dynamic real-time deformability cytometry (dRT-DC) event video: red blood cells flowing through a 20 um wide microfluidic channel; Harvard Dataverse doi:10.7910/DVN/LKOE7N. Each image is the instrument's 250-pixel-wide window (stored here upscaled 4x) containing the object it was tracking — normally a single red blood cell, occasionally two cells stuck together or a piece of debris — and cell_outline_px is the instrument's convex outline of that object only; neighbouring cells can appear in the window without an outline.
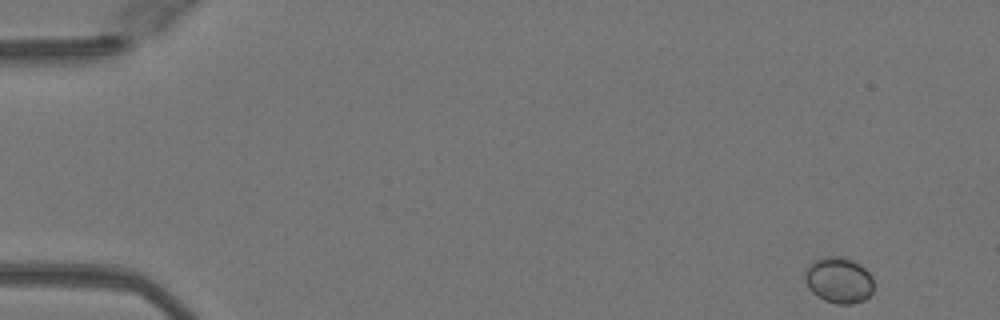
{"species": "Egyptian fruit bat (a non-hibernating species)", "species_latin": "Rousettus aegyptiacus", "temperature_condition": "warm", "stored_images_in_passage": 48, "camera_frame_rate_fps": 3000, "um_per_image_px": 0.085, "animal": {"sex": "female"}, "frame": {"image": 1, "passage_image": 1, "time_ms": 0.0, "image_size_px": [1000, 320], "cell_outline_px": [[872, 292], [864, 300], [852, 304], [836, 304], [824, 300], [816, 296], [808, 288], [804, 276], [804, 272], [808, 264], [824, 256], [840, 256], [852, 260], [860, 264], [872, 276]], "centroid_in_image_um": [71.27, 23.81], "position_along_channel_um": 13.7, "area_um2": 18.55}}
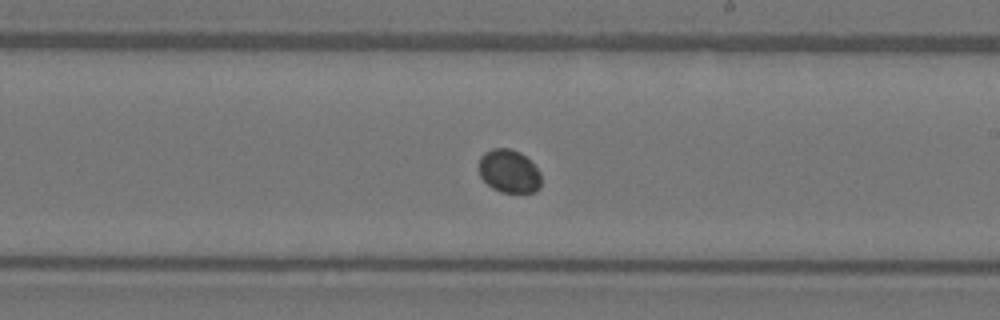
{"frame": {"image": 2, "passage_image": 28, "time_ms": 9.0, "image_size_px": [1000, 320], "cell_outline_px": [[540, 188], [536, 192], [500, 192], [492, 188], [480, 176], [480, 156], [484, 152], [492, 148], [508, 148], [520, 152], [540, 172]], "centroid_in_image_um": [43.26, 14.56], "position_along_channel_um": 245.7, "area_um2": 15.55}}
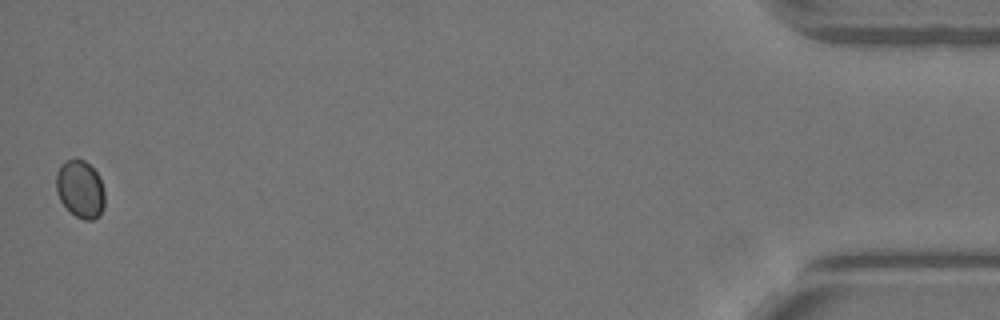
{"frame": {"image": 3, "passage_image": 48, "time_ms": 15.667, "image_size_px": [1000, 320], "cell_outline_px": [[104, 208], [100, 216], [92, 220], [84, 220], [76, 216], [60, 200], [56, 192], [56, 172], [60, 164], [64, 160], [84, 160], [100, 176], [104, 188]], "centroid_in_image_um": [6.83, 16.07], "position_along_channel_um": 428.4, "area_um2": 16.42}}